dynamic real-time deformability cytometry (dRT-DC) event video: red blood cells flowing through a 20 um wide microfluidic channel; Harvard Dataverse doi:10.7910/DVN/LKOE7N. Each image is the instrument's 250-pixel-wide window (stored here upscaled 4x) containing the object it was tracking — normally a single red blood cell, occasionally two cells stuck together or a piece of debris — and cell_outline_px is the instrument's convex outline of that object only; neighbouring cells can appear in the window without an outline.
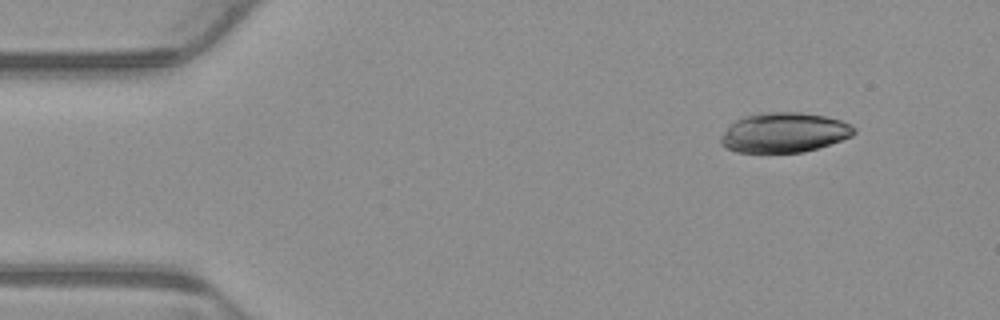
{"species": "common noctule bat (a hibernating species)", "species_latin": "Nyctalus noctula", "temperature_condition": "warm", "stored_images_in_passage": 5, "camera_frame_rate_fps": 3000, "um_per_image_px": 0.085, "animal": {"sex": "male", "body_mass_g": 23.1, "forearm_length_mm": 52.7}, "frame": {"image": 1, "passage_image": 2, "time_ms": 0.333, "image_size_px": [1000, 320], "cell_outline_px": [[856, 132], [852, 136], [804, 152], [736, 152], [720, 144], [720, 136], [736, 120], [744, 116], [760, 112], [800, 112], [824, 116], [840, 120], [852, 124], [856, 128]], "centroid_in_image_um": [66.66, 11.26], "position_along_channel_um": 18.3, "area_um2": 30.81}}